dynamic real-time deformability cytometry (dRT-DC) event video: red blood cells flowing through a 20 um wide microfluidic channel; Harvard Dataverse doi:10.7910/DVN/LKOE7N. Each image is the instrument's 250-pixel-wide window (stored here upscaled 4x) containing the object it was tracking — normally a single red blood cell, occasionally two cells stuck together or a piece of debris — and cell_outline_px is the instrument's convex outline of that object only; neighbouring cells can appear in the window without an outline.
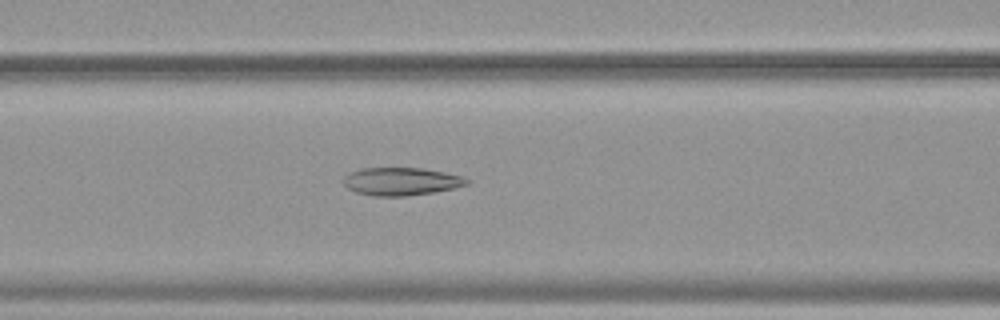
{"species": "common noctule bat (a hibernating species)", "species_latin": "Nyctalus noctula", "temperature_condition": "warm", "stored_images_in_passage": 52, "camera_frame_rate_fps": 3000, "um_per_image_px": 0.085, "animal": {"sex": "female", "body_mass_g": 19.9}, "frame": {"image": 1, "passage_image": 22, "time_ms": 7.0, "image_size_px": [1000, 320], "cell_outline_px": [[472, 180], [468, 184], [456, 188], [408, 196], [372, 196], [356, 192], [348, 188], [344, 184], [344, 176], [360, 168], [424, 168], [464, 176]], "centroid_in_image_um": [34.15, 15.42], "position_along_channel_um": 132.4, "area_um2": 20.17}}
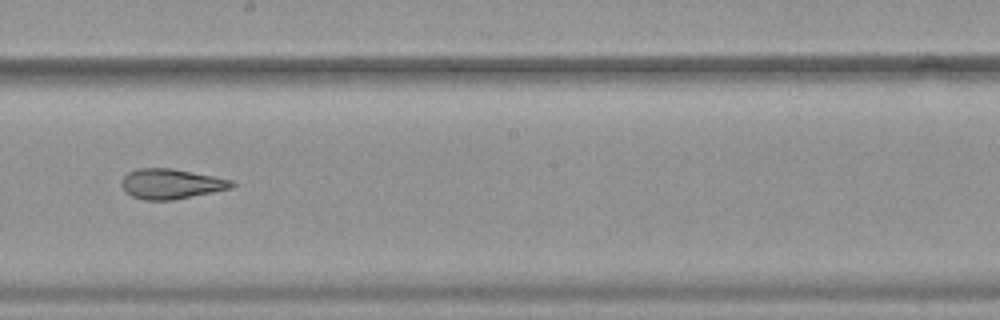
{"frame": {"image": 2, "passage_image": 30, "time_ms": 9.667, "image_size_px": [1000, 320], "cell_outline_px": [[236, 184], [232, 188], [172, 200], [144, 200], [132, 196], [124, 192], [120, 184], [124, 176], [128, 172], [136, 168], [172, 168], [232, 180]], "centroid_in_image_um": [14.5, 15.63], "position_along_channel_um": 233.7, "area_um2": 19.31}}
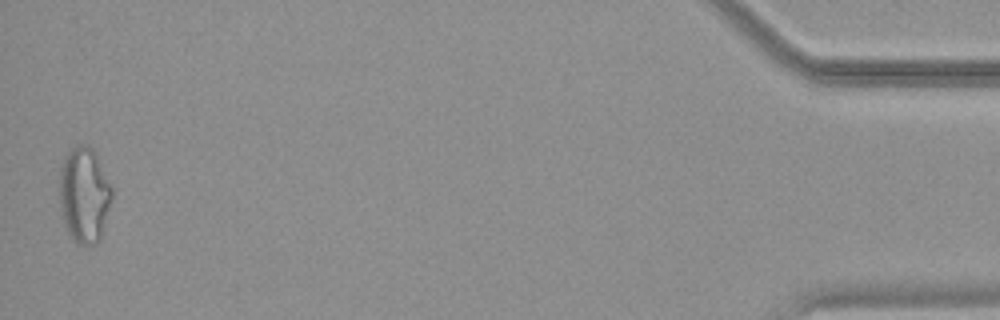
{"frame": {"image": 3, "passage_image": 52, "time_ms": 17.0, "image_size_px": [1000, 320], "cell_outline_px": [[112, 196], [100, 240], [96, 244], [76, 244], [72, 240], [64, 224], [60, 204], [60, 168], [64, 156], [76, 144], [88, 144], [92, 148], [112, 188]], "centroid_in_image_um": [7.14, 16.57], "position_along_channel_um": 428.1, "area_um2": 29.07}, "authors_computed_cell_mechanics": {"area_um2": 24.1604, "velocity_mm_per_s": 3.8105, "shape_relaxation_time_tau1_ms": null, "shape_relaxation_time_tau2_ms": 1.7919, "deformation_change_tau1": null, "deformation_change_tau2": 0.1073}}